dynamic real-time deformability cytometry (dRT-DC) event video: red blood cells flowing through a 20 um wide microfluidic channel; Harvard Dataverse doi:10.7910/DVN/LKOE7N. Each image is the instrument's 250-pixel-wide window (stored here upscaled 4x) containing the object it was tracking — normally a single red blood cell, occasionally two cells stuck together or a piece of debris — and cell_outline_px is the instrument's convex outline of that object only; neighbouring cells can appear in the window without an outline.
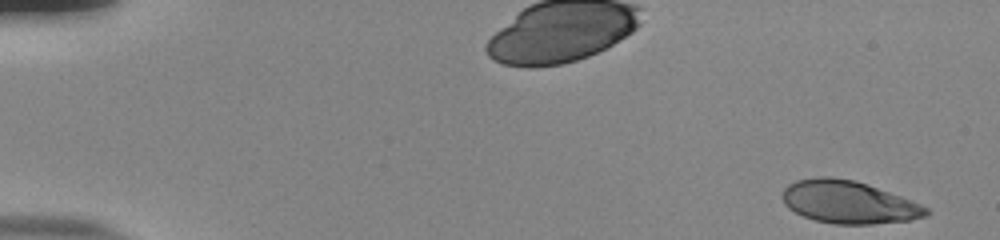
{"species": "human", "species_latin": "Homo sapiens", "temperature_condition": "room temperature", "stored_images_in_passage": 53, "camera_frame_rate_fps": 3000, "um_per_image_px": 0.085, "donor": {"sex": "male"}, "frame": {"image": 1, "passage_image": 1, "time_ms": 0.0, "image_size_px": [1000, 240], "cell_outline_px": [[932, 212], [924, 216], [908, 220], [872, 224], [836, 224], [816, 220], [804, 216], [788, 208], [784, 204], [784, 188], [788, 184], [796, 180], [816, 176], [828, 176], [856, 180], [868, 184], [900, 196], [920, 204], [928, 208]], "centroid_in_image_um": [72.12, 17.17], "position_along_channel_um": 12.9, "area_um2": 35.55}}
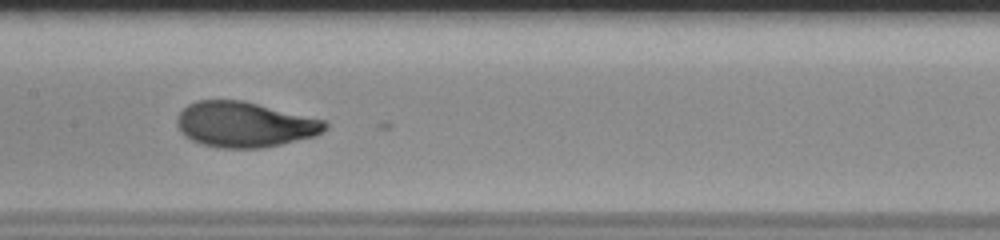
{"frame": {"image": 2, "passage_image": 27, "time_ms": 8.667, "image_size_px": [1000, 240], "cell_outline_px": [[328, 128], [324, 132], [316, 136], [280, 144], [260, 148], [220, 148], [204, 144], [192, 140], [184, 136], [180, 132], [176, 124], [176, 116], [188, 104], [196, 100], [244, 100], [324, 120], [328, 124]], "centroid_in_image_um": [20.78, 10.57], "position_along_channel_um": 186.6, "area_um2": 39.3}}
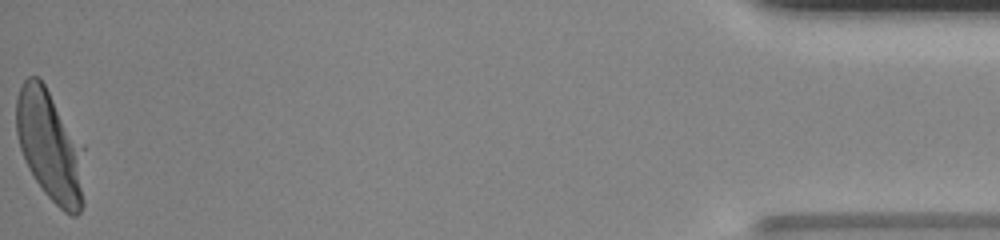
{"frame": {"image": 3, "passage_image": 53, "time_ms": 17.333, "image_size_px": [1000, 240], "cell_outline_px": [[84, 204], [80, 212], [76, 216], [72, 216], [64, 212], [44, 192], [28, 168], [24, 160], [20, 148], [16, 132], [16, 96], [24, 80], [28, 76], [36, 76], [44, 84], [84, 144]], "centroid_in_image_um": [4.28, 12.43], "position_along_channel_um": 430.9, "area_um2": 44.74}, "authors_computed_cell_mechanics": {"area_um2": 38.6104, "velocity_mm_per_s": 3.8333, "shape_relaxation_time_tau1_ms": 3.0344, "shape_relaxation_time_tau2_ms": null, "deformation_change_tau1": 0.1962, "deformation_change_tau2": null}}